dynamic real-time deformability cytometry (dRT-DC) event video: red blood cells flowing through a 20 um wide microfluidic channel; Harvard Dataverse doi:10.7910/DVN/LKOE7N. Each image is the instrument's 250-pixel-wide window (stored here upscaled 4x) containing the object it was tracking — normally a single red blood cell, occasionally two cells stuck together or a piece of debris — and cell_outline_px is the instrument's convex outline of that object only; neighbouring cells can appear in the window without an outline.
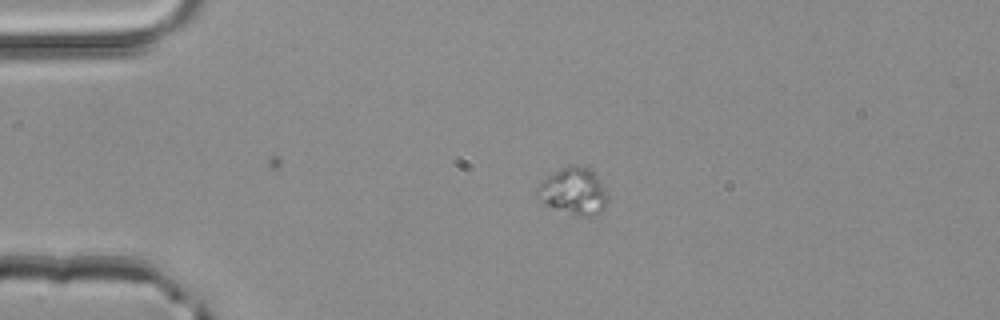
{"species": "common noctule bat (a hibernating species)", "species_latin": "Nyctalus noctula", "temperature_condition": "room temperature", "stored_images_in_passage": 2, "camera_frame_rate_fps": 3000, "um_per_image_px": 0.085, "animal": {"sex": "male", "body_mass_g": 20.4}, "frame": {"image": 1, "passage_image": 1, "time_ms": 0.0, "image_size_px": [1000, 320], "cell_outline_px": [[608, 200], [604, 208], [600, 212], [588, 216], [572, 216], [552, 208], [544, 204], [540, 200], [536, 192], [536, 188], [540, 180], [552, 172], [568, 164], [576, 164], [588, 168], [600, 180], [608, 196]], "centroid_in_image_um": [48.7, 16.25], "position_along_channel_um": 36.3, "area_um2": 19.71}}